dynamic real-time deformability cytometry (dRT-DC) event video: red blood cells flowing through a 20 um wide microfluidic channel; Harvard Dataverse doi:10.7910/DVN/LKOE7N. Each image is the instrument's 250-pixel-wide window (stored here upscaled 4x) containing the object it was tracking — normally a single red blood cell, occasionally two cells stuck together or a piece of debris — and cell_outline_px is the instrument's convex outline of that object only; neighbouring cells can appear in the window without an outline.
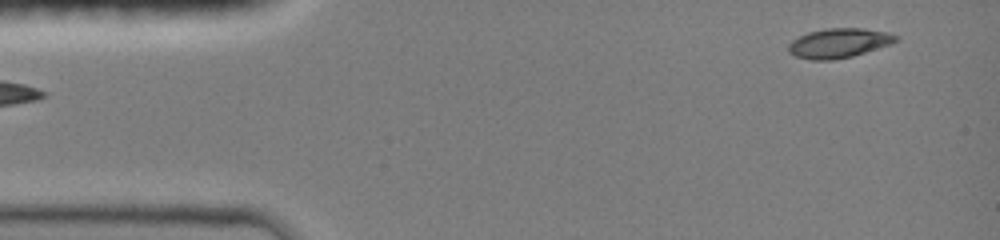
{"species": "common noctule bat (a hibernating species)", "species_latin": "Nyctalus noctula", "temperature_condition": "room temperature", "stored_images_in_passage": 37, "camera_frame_rate_fps": 3000, "um_per_image_px": 0.085, "animal": {"sex": "female", "body_mass_g": 19.0, "forearm_length_mm": 51.5}, "frame": {"image": 1, "passage_image": 1, "time_ms": 0.0, "image_size_px": [1000, 240], "cell_outline_px": [[900, 40], [892, 44], [852, 56], [832, 60], [812, 60], [796, 56], [788, 52], [788, 44], [792, 40], [808, 32], [828, 28], [864, 28], [888, 32], [900, 36]], "centroid_in_image_um": [71.35, 3.65], "position_along_channel_um": 13.7, "area_um2": 18.61}}
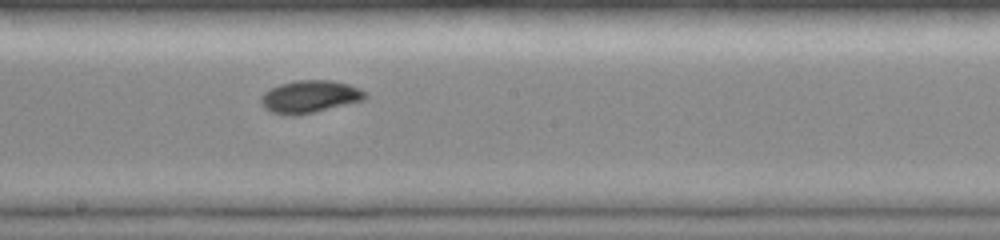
{"frame": {"image": 2, "passage_image": 21, "time_ms": 7.333, "image_size_px": [1000, 240], "cell_outline_px": [[368, 96], [364, 100], [296, 116], [288, 116], [272, 112], [264, 108], [260, 104], [260, 96], [264, 92], [280, 84], [296, 80], [332, 80], [348, 84], [360, 88], [368, 92]], "centroid_in_image_um": [26.33, 8.21], "position_along_channel_um": 221.9, "area_um2": 19.88}}
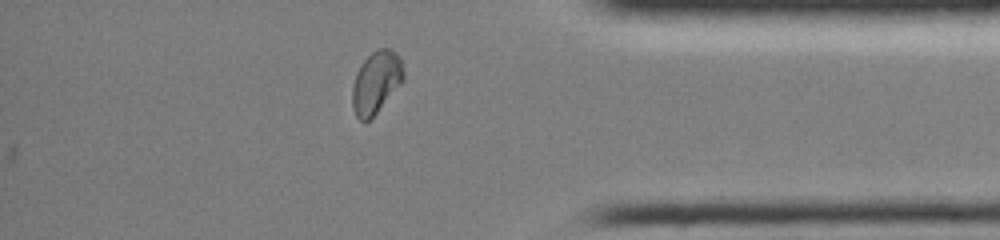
{"frame": {"image": 3, "passage_image": 37, "time_ms": 12.0, "image_size_px": [1000, 240], "cell_outline_px": [[404, 80], [376, 112], [364, 124], [356, 116], [352, 108], [352, 88], [356, 72], [360, 64], [372, 52], [380, 48], [388, 48], [396, 52], [400, 56], [404, 72]], "centroid_in_image_um": [31.96, 6.98], "position_along_channel_um": 403.2, "area_um2": 18.55}, "authors_computed_cell_mechanics": {"area_um2": 18.6116, "velocity_mm_per_s": 4.1093, "shape_relaxation_time_tau1_ms": 3.96, "shape_relaxation_time_tau2_ms": 1.7674, "deformation_change_tau1": 0.1673, "deformation_change_tau2": 0.042}}